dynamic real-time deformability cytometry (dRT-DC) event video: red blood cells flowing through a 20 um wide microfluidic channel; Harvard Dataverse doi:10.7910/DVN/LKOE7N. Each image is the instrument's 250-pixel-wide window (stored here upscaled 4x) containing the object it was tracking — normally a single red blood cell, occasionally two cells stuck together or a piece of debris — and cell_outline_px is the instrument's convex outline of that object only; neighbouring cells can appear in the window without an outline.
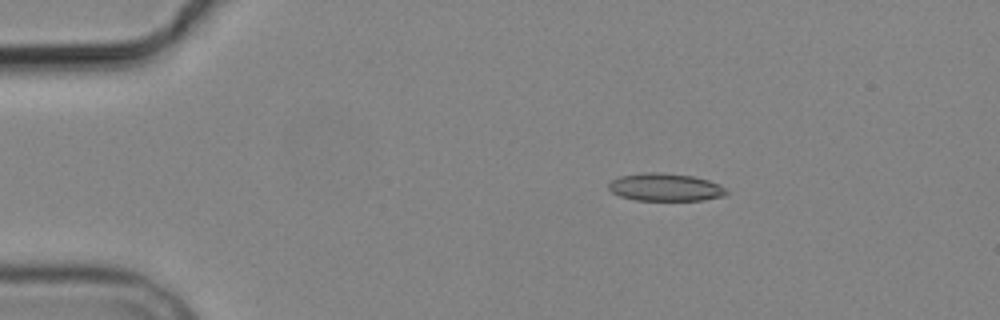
{"species": "common noctule bat (a hibernating species)", "species_latin": "Nyctalus noctula", "temperature_condition": "cold", "stored_images_in_passage": 3, "camera_frame_rate_fps": 3000, "um_per_image_px": 0.085, "animal": {"sex": "male", "body_mass_g": 19.2, "forearm_length_mm": 51.8}, "frame": {"image": 1, "passage_image": 2, "time_ms": 1.0, "image_size_px": [1000, 320], "cell_outline_px": [[728, 192], [724, 196], [704, 200], [636, 200], [620, 196], [612, 192], [608, 188], [608, 184], [612, 180], [620, 176], [640, 172], [664, 172], [692, 176], [708, 180], [720, 184]], "centroid_in_image_um": [56.54, 15.9], "position_along_channel_um": 28.5, "area_um2": 19.13}}